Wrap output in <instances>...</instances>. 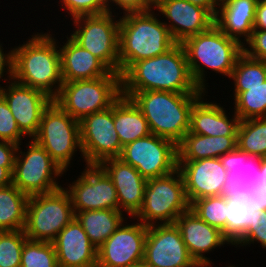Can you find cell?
<instances>
[{
    "label": "cell",
    "mask_w": 266,
    "mask_h": 267,
    "mask_svg": "<svg viewBox=\"0 0 266 267\" xmlns=\"http://www.w3.org/2000/svg\"><path fill=\"white\" fill-rule=\"evenodd\" d=\"M169 91L205 93L194 83L183 45L177 43L166 53L135 62L121 76V95L130 98L135 92Z\"/></svg>",
    "instance_id": "cell-1"
},
{
    "label": "cell",
    "mask_w": 266,
    "mask_h": 267,
    "mask_svg": "<svg viewBox=\"0 0 266 267\" xmlns=\"http://www.w3.org/2000/svg\"><path fill=\"white\" fill-rule=\"evenodd\" d=\"M50 30L14 46L13 80L54 99L63 84L58 41ZM55 37V38H54Z\"/></svg>",
    "instance_id": "cell-2"
},
{
    "label": "cell",
    "mask_w": 266,
    "mask_h": 267,
    "mask_svg": "<svg viewBox=\"0 0 266 267\" xmlns=\"http://www.w3.org/2000/svg\"><path fill=\"white\" fill-rule=\"evenodd\" d=\"M155 10L127 13L119 23V74L135 62L166 53L177 42ZM158 17V18H157Z\"/></svg>",
    "instance_id": "cell-3"
},
{
    "label": "cell",
    "mask_w": 266,
    "mask_h": 267,
    "mask_svg": "<svg viewBox=\"0 0 266 267\" xmlns=\"http://www.w3.org/2000/svg\"><path fill=\"white\" fill-rule=\"evenodd\" d=\"M207 93H174L169 91L135 92L130 99L146 118L151 134L178 145L190 128L194 103Z\"/></svg>",
    "instance_id": "cell-4"
},
{
    "label": "cell",
    "mask_w": 266,
    "mask_h": 267,
    "mask_svg": "<svg viewBox=\"0 0 266 267\" xmlns=\"http://www.w3.org/2000/svg\"><path fill=\"white\" fill-rule=\"evenodd\" d=\"M191 77L196 86L208 93L206 69L230 78L243 45L228 37L215 24L207 31L193 35L182 43Z\"/></svg>",
    "instance_id": "cell-5"
},
{
    "label": "cell",
    "mask_w": 266,
    "mask_h": 267,
    "mask_svg": "<svg viewBox=\"0 0 266 267\" xmlns=\"http://www.w3.org/2000/svg\"><path fill=\"white\" fill-rule=\"evenodd\" d=\"M121 96V75L109 72L92 80L63 82L53 99L72 118L83 117L108 109Z\"/></svg>",
    "instance_id": "cell-6"
},
{
    "label": "cell",
    "mask_w": 266,
    "mask_h": 267,
    "mask_svg": "<svg viewBox=\"0 0 266 267\" xmlns=\"http://www.w3.org/2000/svg\"><path fill=\"white\" fill-rule=\"evenodd\" d=\"M190 209L183 178L178 169L149 179L144 189L142 208L133 217L144 225L175 224L176 219Z\"/></svg>",
    "instance_id": "cell-7"
},
{
    "label": "cell",
    "mask_w": 266,
    "mask_h": 267,
    "mask_svg": "<svg viewBox=\"0 0 266 267\" xmlns=\"http://www.w3.org/2000/svg\"><path fill=\"white\" fill-rule=\"evenodd\" d=\"M33 140L42 146L65 172L71 167V160L77 151L83 158L79 121L72 118L53 100L44 109L38 132Z\"/></svg>",
    "instance_id": "cell-8"
},
{
    "label": "cell",
    "mask_w": 266,
    "mask_h": 267,
    "mask_svg": "<svg viewBox=\"0 0 266 267\" xmlns=\"http://www.w3.org/2000/svg\"><path fill=\"white\" fill-rule=\"evenodd\" d=\"M74 218L71 198L63 186L28 198L24 232L28 240L52 242Z\"/></svg>",
    "instance_id": "cell-9"
},
{
    "label": "cell",
    "mask_w": 266,
    "mask_h": 267,
    "mask_svg": "<svg viewBox=\"0 0 266 267\" xmlns=\"http://www.w3.org/2000/svg\"><path fill=\"white\" fill-rule=\"evenodd\" d=\"M27 142L26 152L20 147L23 144L18 145L12 184L28 197L60 189L58 177L66 172L33 139Z\"/></svg>",
    "instance_id": "cell-10"
},
{
    "label": "cell",
    "mask_w": 266,
    "mask_h": 267,
    "mask_svg": "<svg viewBox=\"0 0 266 267\" xmlns=\"http://www.w3.org/2000/svg\"><path fill=\"white\" fill-rule=\"evenodd\" d=\"M117 13V15H116ZM79 16L72 20L70 37L82 48L97 57L111 72L119 73L118 12Z\"/></svg>",
    "instance_id": "cell-11"
},
{
    "label": "cell",
    "mask_w": 266,
    "mask_h": 267,
    "mask_svg": "<svg viewBox=\"0 0 266 267\" xmlns=\"http://www.w3.org/2000/svg\"><path fill=\"white\" fill-rule=\"evenodd\" d=\"M119 158L146 180L168 175L178 168L177 145L154 134L126 144Z\"/></svg>",
    "instance_id": "cell-12"
},
{
    "label": "cell",
    "mask_w": 266,
    "mask_h": 267,
    "mask_svg": "<svg viewBox=\"0 0 266 267\" xmlns=\"http://www.w3.org/2000/svg\"><path fill=\"white\" fill-rule=\"evenodd\" d=\"M79 125L85 166L120 157L123 146L114 126V103L106 110L83 117Z\"/></svg>",
    "instance_id": "cell-13"
},
{
    "label": "cell",
    "mask_w": 266,
    "mask_h": 267,
    "mask_svg": "<svg viewBox=\"0 0 266 267\" xmlns=\"http://www.w3.org/2000/svg\"><path fill=\"white\" fill-rule=\"evenodd\" d=\"M64 189L69 193L74 212L119 210L117 191L99 165H86L81 175Z\"/></svg>",
    "instance_id": "cell-14"
},
{
    "label": "cell",
    "mask_w": 266,
    "mask_h": 267,
    "mask_svg": "<svg viewBox=\"0 0 266 267\" xmlns=\"http://www.w3.org/2000/svg\"><path fill=\"white\" fill-rule=\"evenodd\" d=\"M123 222L97 249V267H129L143 261L148 226Z\"/></svg>",
    "instance_id": "cell-15"
},
{
    "label": "cell",
    "mask_w": 266,
    "mask_h": 267,
    "mask_svg": "<svg viewBox=\"0 0 266 267\" xmlns=\"http://www.w3.org/2000/svg\"><path fill=\"white\" fill-rule=\"evenodd\" d=\"M143 261L153 267H197L176 224L148 226Z\"/></svg>",
    "instance_id": "cell-16"
},
{
    "label": "cell",
    "mask_w": 266,
    "mask_h": 267,
    "mask_svg": "<svg viewBox=\"0 0 266 267\" xmlns=\"http://www.w3.org/2000/svg\"><path fill=\"white\" fill-rule=\"evenodd\" d=\"M177 169L190 204L197 199L224 195L229 173L220 158L178 161Z\"/></svg>",
    "instance_id": "cell-17"
},
{
    "label": "cell",
    "mask_w": 266,
    "mask_h": 267,
    "mask_svg": "<svg viewBox=\"0 0 266 267\" xmlns=\"http://www.w3.org/2000/svg\"><path fill=\"white\" fill-rule=\"evenodd\" d=\"M1 95L6 100L19 130L28 138L37 134L44 109L53 100L43 91L10 80Z\"/></svg>",
    "instance_id": "cell-18"
},
{
    "label": "cell",
    "mask_w": 266,
    "mask_h": 267,
    "mask_svg": "<svg viewBox=\"0 0 266 267\" xmlns=\"http://www.w3.org/2000/svg\"><path fill=\"white\" fill-rule=\"evenodd\" d=\"M154 10L165 17L163 23L177 43L205 32L214 25L215 17L206 8L187 0H161L155 4Z\"/></svg>",
    "instance_id": "cell-19"
},
{
    "label": "cell",
    "mask_w": 266,
    "mask_h": 267,
    "mask_svg": "<svg viewBox=\"0 0 266 267\" xmlns=\"http://www.w3.org/2000/svg\"><path fill=\"white\" fill-rule=\"evenodd\" d=\"M261 157L242 151V165L229 174L224 195L242 199L251 210H266V175L259 173Z\"/></svg>",
    "instance_id": "cell-20"
},
{
    "label": "cell",
    "mask_w": 266,
    "mask_h": 267,
    "mask_svg": "<svg viewBox=\"0 0 266 267\" xmlns=\"http://www.w3.org/2000/svg\"><path fill=\"white\" fill-rule=\"evenodd\" d=\"M99 166L111 178L117 191L119 211L134 217L142 208L147 180L119 157L103 160Z\"/></svg>",
    "instance_id": "cell-21"
},
{
    "label": "cell",
    "mask_w": 266,
    "mask_h": 267,
    "mask_svg": "<svg viewBox=\"0 0 266 267\" xmlns=\"http://www.w3.org/2000/svg\"><path fill=\"white\" fill-rule=\"evenodd\" d=\"M190 256L197 264L211 262L205 253L231 243L223 233L200 219L191 209L182 213L175 221Z\"/></svg>",
    "instance_id": "cell-22"
},
{
    "label": "cell",
    "mask_w": 266,
    "mask_h": 267,
    "mask_svg": "<svg viewBox=\"0 0 266 267\" xmlns=\"http://www.w3.org/2000/svg\"><path fill=\"white\" fill-rule=\"evenodd\" d=\"M59 267H97V248L74 218L52 241Z\"/></svg>",
    "instance_id": "cell-23"
},
{
    "label": "cell",
    "mask_w": 266,
    "mask_h": 267,
    "mask_svg": "<svg viewBox=\"0 0 266 267\" xmlns=\"http://www.w3.org/2000/svg\"><path fill=\"white\" fill-rule=\"evenodd\" d=\"M204 96L205 94L191 109L189 132L207 136H237L240 124L238 115L233 112L230 118V113H226L224 106L214 101H206Z\"/></svg>",
    "instance_id": "cell-24"
},
{
    "label": "cell",
    "mask_w": 266,
    "mask_h": 267,
    "mask_svg": "<svg viewBox=\"0 0 266 267\" xmlns=\"http://www.w3.org/2000/svg\"><path fill=\"white\" fill-rule=\"evenodd\" d=\"M59 45L63 82L92 80L106 76L110 70L92 53L78 45L68 34Z\"/></svg>",
    "instance_id": "cell-25"
},
{
    "label": "cell",
    "mask_w": 266,
    "mask_h": 267,
    "mask_svg": "<svg viewBox=\"0 0 266 267\" xmlns=\"http://www.w3.org/2000/svg\"><path fill=\"white\" fill-rule=\"evenodd\" d=\"M256 5L251 0H220L214 24L228 37L244 45L254 30Z\"/></svg>",
    "instance_id": "cell-26"
},
{
    "label": "cell",
    "mask_w": 266,
    "mask_h": 267,
    "mask_svg": "<svg viewBox=\"0 0 266 267\" xmlns=\"http://www.w3.org/2000/svg\"><path fill=\"white\" fill-rule=\"evenodd\" d=\"M237 148V136H207L189 131L177 145L178 161L220 158Z\"/></svg>",
    "instance_id": "cell-27"
},
{
    "label": "cell",
    "mask_w": 266,
    "mask_h": 267,
    "mask_svg": "<svg viewBox=\"0 0 266 267\" xmlns=\"http://www.w3.org/2000/svg\"><path fill=\"white\" fill-rule=\"evenodd\" d=\"M114 126L123 147L151 134L141 110L130 98L122 95L114 102Z\"/></svg>",
    "instance_id": "cell-28"
},
{
    "label": "cell",
    "mask_w": 266,
    "mask_h": 267,
    "mask_svg": "<svg viewBox=\"0 0 266 267\" xmlns=\"http://www.w3.org/2000/svg\"><path fill=\"white\" fill-rule=\"evenodd\" d=\"M124 212L113 209L75 212L91 243L98 249L128 219Z\"/></svg>",
    "instance_id": "cell-29"
},
{
    "label": "cell",
    "mask_w": 266,
    "mask_h": 267,
    "mask_svg": "<svg viewBox=\"0 0 266 267\" xmlns=\"http://www.w3.org/2000/svg\"><path fill=\"white\" fill-rule=\"evenodd\" d=\"M28 198L14 184L0 188V231L24 230Z\"/></svg>",
    "instance_id": "cell-30"
},
{
    "label": "cell",
    "mask_w": 266,
    "mask_h": 267,
    "mask_svg": "<svg viewBox=\"0 0 266 267\" xmlns=\"http://www.w3.org/2000/svg\"><path fill=\"white\" fill-rule=\"evenodd\" d=\"M229 79L233 80V99L241 92L245 91V87H255L266 81V62L249 57L242 52L236 60L234 69Z\"/></svg>",
    "instance_id": "cell-31"
},
{
    "label": "cell",
    "mask_w": 266,
    "mask_h": 267,
    "mask_svg": "<svg viewBox=\"0 0 266 267\" xmlns=\"http://www.w3.org/2000/svg\"><path fill=\"white\" fill-rule=\"evenodd\" d=\"M237 148L259 157L266 155V118L240 120Z\"/></svg>",
    "instance_id": "cell-32"
},
{
    "label": "cell",
    "mask_w": 266,
    "mask_h": 267,
    "mask_svg": "<svg viewBox=\"0 0 266 267\" xmlns=\"http://www.w3.org/2000/svg\"><path fill=\"white\" fill-rule=\"evenodd\" d=\"M233 105L240 120L266 118V81L259 86L245 87L234 98Z\"/></svg>",
    "instance_id": "cell-33"
},
{
    "label": "cell",
    "mask_w": 266,
    "mask_h": 267,
    "mask_svg": "<svg viewBox=\"0 0 266 267\" xmlns=\"http://www.w3.org/2000/svg\"><path fill=\"white\" fill-rule=\"evenodd\" d=\"M226 208L225 195L197 199L190 204V209L203 221L219 229L226 238Z\"/></svg>",
    "instance_id": "cell-34"
},
{
    "label": "cell",
    "mask_w": 266,
    "mask_h": 267,
    "mask_svg": "<svg viewBox=\"0 0 266 267\" xmlns=\"http://www.w3.org/2000/svg\"><path fill=\"white\" fill-rule=\"evenodd\" d=\"M250 208L238 197H227L226 239L232 246L248 229Z\"/></svg>",
    "instance_id": "cell-35"
},
{
    "label": "cell",
    "mask_w": 266,
    "mask_h": 267,
    "mask_svg": "<svg viewBox=\"0 0 266 267\" xmlns=\"http://www.w3.org/2000/svg\"><path fill=\"white\" fill-rule=\"evenodd\" d=\"M20 267H59L53 243L27 240L22 248Z\"/></svg>",
    "instance_id": "cell-36"
},
{
    "label": "cell",
    "mask_w": 266,
    "mask_h": 267,
    "mask_svg": "<svg viewBox=\"0 0 266 267\" xmlns=\"http://www.w3.org/2000/svg\"><path fill=\"white\" fill-rule=\"evenodd\" d=\"M27 240L24 230L0 231V267H20Z\"/></svg>",
    "instance_id": "cell-37"
},
{
    "label": "cell",
    "mask_w": 266,
    "mask_h": 267,
    "mask_svg": "<svg viewBox=\"0 0 266 267\" xmlns=\"http://www.w3.org/2000/svg\"><path fill=\"white\" fill-rule=\"evenodd\" d=\"M260 243L266 250V210H251L249 229L233 244L237 247Z\"/></svg>",
    "instance_id": "cell-38"
},
{
    "label": "cell",
    "mask_w": 266,
    "mask_h": 267,
    "mask_svg": "<svg viewBox=\"0 0 266 267\" xmlns=\"http://www.w3.org/2000/svg\"><path fill=\"white\" fill-rule=\"evenodd\" d=\"M63 10L68 12L72 19L79 16L100 15L108 13L106 0H60Z\"/></svg>",
    "instance_id": "cell-39"
},
{
    "label": "cell",
    "mask_w": 266,
    "mask_h": 267,
    "mask_svg": "<svg viewBox=\"0 0 266 267\" xmlns=\"http://www.w3.org/2000/svg\"><path fill=\"white\" fill-rule=\"evenodd\" d=\"M26 136L19 130L17 122L13 117L10 108L0 94V140L8 141L19 145L22 143V138Z\"/></svg>",
    "instance_id": "cell-40"
},
{
    "label": "cell",
    "mask_w": 266,
    "mask_h": 267,
    "mask_svg": "<svg viewBox=\"0 0 266 267\" xmlns=\"http://www.w3.org/2000/svg\"><path fill=\"white\" fill-rule=\"evenodd\" d=\"M243 52L266 62V30H253L251 38L243 45Z\"/></svg>",
    "instance_id": "cell-41"
},
{
    "label": "cell",
    "mask_w": 266,
    "mask_h": 267,
    "mask_svg": "<svg viewBox=\"0 0 266 267\" xmlns=\"http://www.w3.org/2000/svg\"><path fill=\"white\" fill-rule=\"evenodd\" d=\"M106 2L110 13L113 12L115 14V10L112 7L116 6L115 9H121L123 15L127 13L146 12L153 10L155 7L152 0H106Z\"/></svg>",
    "instance_id": "cell-42"
},
{
    "label": "cell",
    "mask_w": 266,
    "mask_h": 267,
    "mask_svg": "<svg viewBox=\"0 0 266 267\" xmlns=\"http://www.w3.org/2000/svg\"><path fill=\"white\" fill-rule=\"evenodd\" d=\"M222 165L229 174H234L242 165V151L236 148L220 157Z\"/></svg>",
    "instance_id": "cell-43"
},
{
    "label": "cell",
    "mask_w": 266,
    "mask_h": 267,
    "mask_svg": "<svg viewBox=\"0 0 266 267\" xmlns=\"http://www.w3.org/2000/svg\"><path fill=\"white\" fill-rule=\"evenodd\" d=\"M18 145L0 140V163H15Z\"/></svg>",
    "instance_id": "cell-44"
},
{
    "label": "cell",
    "mask_w": 266,
    "mask_h": 267,
    "mask_svg": "<svg viewBox=\"0 0 266 267\" xmlns=\"http://www.w3.org/2000/svg\"><path fill=\"white\" fill-rule=\"evenodd\" d=\"M254 30H266V0L256 5Z\"/></svg>",
    "instance_id": "cell-45"
},
{
    "label": "cell",
    "mask_w": 266,
    "mask_h": 267,
    "mask_svg": "<svg viewBox=\"0 0 266 267\" xmlns=\"http://www.w3.org/2000/svg\"><path fill=\"white\" fill-rule=\"evenodd\" d=\"M15 163H0V188L12 184V172Z\"/></svg>",
    "instance_id": "cell-46"
},
{
    "label": "cell",
    "mask_w": 266,
    "mask_h": 267,
    "mask_svg": "<svg viewBox=\"0 0 266 267\" xmlns=\"http://www.w3.org/2000/svg\"><path fill=\"white\" fill-rule=\"evenodd\" d=\"M188 2L206 8L214 17L220 0H187Z\"/></svg>",
    "instance_id": "cell-47"
},
{
    "label": "cell",
    "mask_w": 266,
    "mask_h": 267,
    "mask_svg": "<svg viewBox=\"0 0 266 267\" xmlns=\"http://www.w3.org/2000/svg\"><path fill=\"white\" fill-rule=\"evenodd\" d=\"M3 43L0 42V66H13L14 62V52H13V47L10 49L9 52L5 51L4 53V48L2 47Z\"/></svg>",
    "instance_id": "cell-48"
},
{
    "label": "cell",
    "mask_w": 266,
    "mask_h": 267,
    "mask_svg": "<svg viewBox=\"0 0 266 267\" xmlns=\"http://www.w3.org/2000/svg\"><path fill=\"white\" fill-rule=\"evenodd\" d=\"M4 75L5 76L7 75V78H5ZM2 77H4V79ZM1 79L4 81L13 80V66H0V81H1ZM3 88H4V86H1V84H0V93H1Z\"/></svg>",
    "instance_id": "cell-49"
},
{
    "label": "cell",
    "mask_w": 266,
    "mask_h": 267,
    "mask_svg": "<svg viewBox=\"0 0 266 267\" xmlns=\"http://www.w3.org/2000/svg\"><path fill=\"white\" fill-rule=\"evenodd\" d=\"M259 173L266 175V156L261 157Z\"/></svg>",
    "instance_id": "cell-50"
},
{
    "label": "cell",
    "mask_w": 266,
    "mask_h": 267,
    "mask_svg": "<svg viewBox=\"0 0 266 267\" xmlns=\"http://www.w3.org/2000/svg\"><path fill=\"white\" fill-rule=\"evenodd\" d=\"M129 267H153V266L148 265V264H146L144 261H142V262L133 264V265H131V266H129Z\"/></svg>",
    "instance_id": "cell-51"
},
{
    "label": "cell",
    "mask_w": 266,
    "mask_h": 267,
    "mask_svg": "<svg viewBox=\"0 0 266 267\" xmlns=\"http://www.w3.org/2000/svg\"><path fill=\"white\" fill-rule=\"evenodd\" d=\"M211 264H213V263H211V262L200 263V264H198L197 267H212ZM226 267H236V266H235V265H234V266H233V265H228V266H226Z\"/></svg>",
    "instance_id": "cell-52"
},
{
    "label": "cell",
    "mask_w": 266,
    "mask_h": 267,
    "mask_svg": "<svg viewBox=\"0 0 266 267\" xmlns=\"http://www.w3.org/2000/svg\"><path fill=\"white\" fill-rule=\"evenodd\" d=\"M251 1H253V2L256 3V4H258V3H260V2H262V1H264V0H251Z\"/></svg>",
    "instance_id": "cell-53"
},
{
    "label": "cell",
    "mask_w": 266,
    "mask_h": 267,
    "mask_svg": "<svg viewBox=\"0 0 266 267\" xmlns=\"http://www.w3.org/2000/svg\"><path fill=\"white\" fill-rule=\"evenodd\" d=\"M154 2V4H156L157 2L161 1V0H152Z\"/></svg>",
    "instance_id": "cell-54"
}]
</instances>
